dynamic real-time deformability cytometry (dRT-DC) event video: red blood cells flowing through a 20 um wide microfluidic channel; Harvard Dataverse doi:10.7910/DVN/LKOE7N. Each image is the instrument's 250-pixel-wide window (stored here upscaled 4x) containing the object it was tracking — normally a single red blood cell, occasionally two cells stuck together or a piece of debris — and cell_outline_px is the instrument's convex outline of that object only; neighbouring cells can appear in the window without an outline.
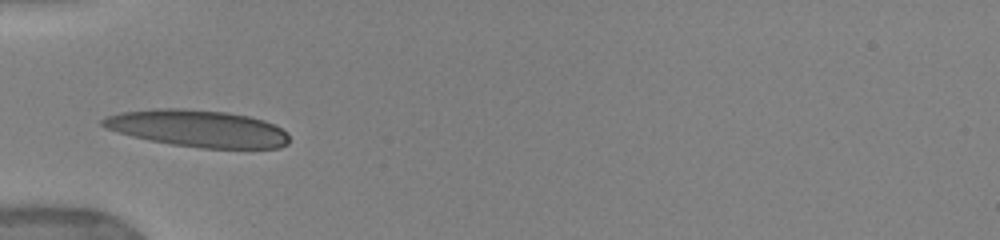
{"species": "human", "species_latin": "Homo sapiens", "temperature_condition": "warm", "stored_images_in_passage": 2, "camera_frame_rate_fps": 3000, "um_per_image_px": 0.085, "donor": {"sex": "female"}, "frame": {"image": 1, "passage_image": 1, "time_ms": 0.0, "image_size_px": [1000, 240], "cell_outline_px": [[288, 144], [280, 148], [204, 148], [172, 144], [132, 136], [104, 128], [100, 124], [100, 120], [108, 116], [120, 112], [156, 108], [184, 108], [228, 112], [248, 116], [264, 120], [288, 132]], "centroid_in_image_um": [16.81, 10.91], "position_along_channel_um": 68.2, "area_um2": 40.17}}